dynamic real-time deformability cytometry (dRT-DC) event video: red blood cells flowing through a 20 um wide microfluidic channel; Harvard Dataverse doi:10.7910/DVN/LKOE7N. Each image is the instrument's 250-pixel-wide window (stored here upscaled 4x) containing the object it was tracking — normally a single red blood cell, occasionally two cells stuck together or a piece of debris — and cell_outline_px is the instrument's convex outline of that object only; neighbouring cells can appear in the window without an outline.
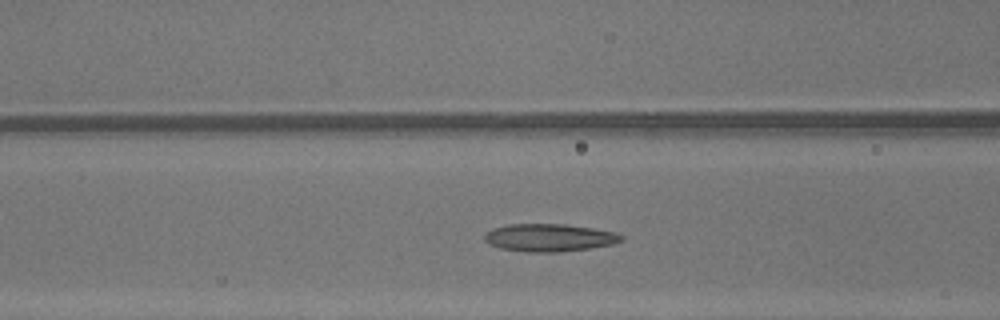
{"species": "common noctule bat (a hibernating species)", "species_latin": "Nyctalus noctula", "temperature_condition": "warm", "stored_images_in_passage": 39, "camera_frame_rate_fps": 3000, "um_per_image_px": 0.085, "animal": {"sex": "male", "body_mass_g": 13.3}, "frame": {"image": 1, "passage_image": 20, "time_ms": 6.333, "image_size_px": [1000, 320], "cell_outline_px": [[624, 240], [612, 244], [592, 248], [560, 252], [528, 252], [500, 248], [488, 244], [484, 240], [484, 236], [492, 228], [508, 224], [564, 224], [592, 228], [616, 232], [624, 236]], "centroid_in_image_um": [46.7, 20.2], "position_along_channel_um": 119.9, "area_um2": 22.2}}
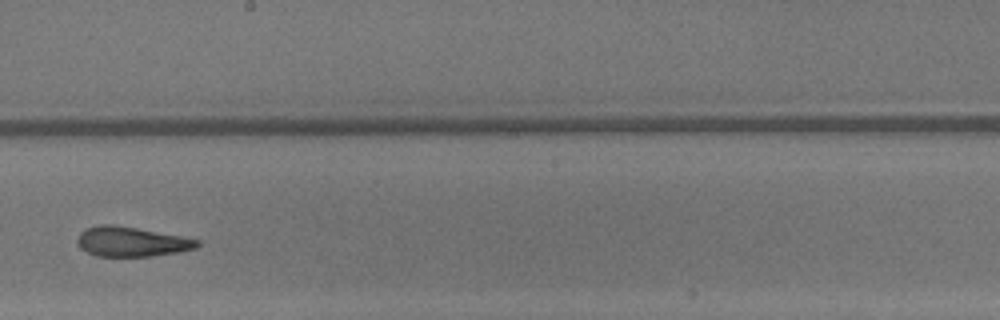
{"frame": {"image": 2, "passage_image": 28, "time_ms": 9.0, "image_size_px": [1000, 320], "cell_outline_px": [[200, 244], [196, 248], [180, 252], [152, 256], [96, 256], [88, 252], [80, 244], [80, 232], [88, 228], [100, 224], [112, 224], [136, 228], [180, 236], [200, 240]], "centroid_in_image_um": [11.25, 20.55], "position_along_channel_um": 237.0, "area_um2": 20.35}}
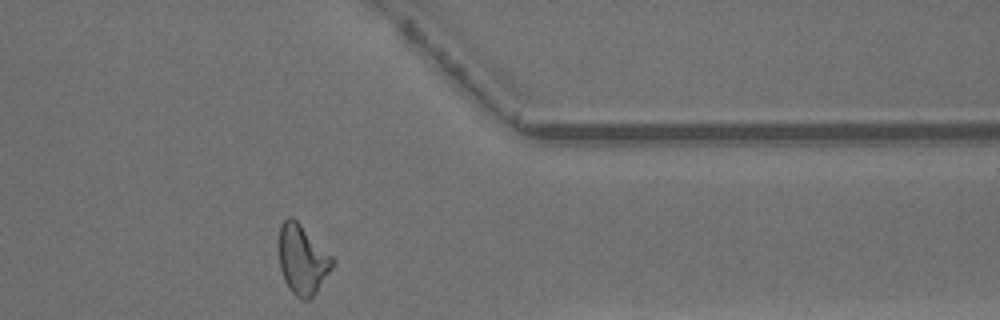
{"frame": {"image": 3, "passage_image": 39, "time_ms": 12.667, "image_size_px": [1000, 320], "cell_outline_px": [[336, 260], [332, 268], [316, 292], [308, 300], [300, 300], [288, 288], [284, 280], [280, 268], [280, 224], [288, 216], [292, 216]], "centroid_in_image_um": [25.71, 22.08], "position_along_channel_um": 385.7, "area_um2": 21.44}, "authors_computed_cell_mechanics": {"area_um2": 21.964, "velocity_mm_per_s": 4.3916, "shape_relaxation_time_tau1_ms": 5.1671, "shape_relaxation_time_tau2_ms": 1.8395, "deformation_change_tau1": 0.198, "deformation_change_tau2": 0.1204}}